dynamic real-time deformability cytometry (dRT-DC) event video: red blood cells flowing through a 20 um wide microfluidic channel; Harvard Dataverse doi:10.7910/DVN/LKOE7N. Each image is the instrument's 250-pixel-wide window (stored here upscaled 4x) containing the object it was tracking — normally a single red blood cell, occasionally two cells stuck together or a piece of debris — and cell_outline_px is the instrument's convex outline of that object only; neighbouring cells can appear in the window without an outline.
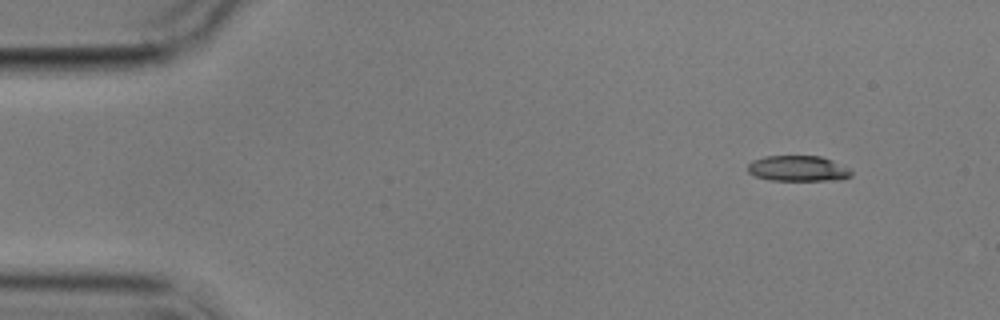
{"species": "common noctule bat (a hibernating species)", "species_latin": "Nyctalus noctula", "temperature_condition": "cold", "stored_images_in_passage": 5, "camera_frame_rate_fps": 3000, "um_per_image_px": 0.085, "animal": {"sex": "male", "body_mass_g": 17.9}, "frame": {"image": 1, "passage_image": 1, "time_ms": 0.0, "image_size_px": [1000, 320], "cell_outline_px": [[852, 176], [828, 180], [768, 180], [756, 176], [748, 172], [748, 164], [752, 160], [764, 156], [820, 156], [832, 160], [848, 168], [852, 172]], "centroid_in_image_um": [67.79, 14.31], "position_along_channel_um": 17.2, "area_um2": 15.32}}
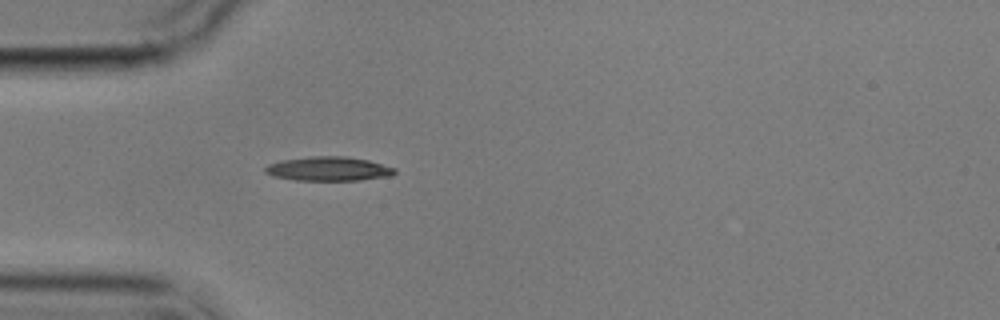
{"frame": {"image": 2, "passage_image": 4, "time_ms": 3.667, "image_size_px": [1000, 320], "cell_outline_px": [[396, 172], [392, 176], [360, 180], [296, 180], [272, 176], [264, 172], [264, 168], [268, 164], [280, 160], [312, 156], [348, 156], [368, 160], [396, 168]], "centroid_in_image_um": [27.93, 14.34], "position_along_channel_um": 57.1, "area_um2": 18.38}}